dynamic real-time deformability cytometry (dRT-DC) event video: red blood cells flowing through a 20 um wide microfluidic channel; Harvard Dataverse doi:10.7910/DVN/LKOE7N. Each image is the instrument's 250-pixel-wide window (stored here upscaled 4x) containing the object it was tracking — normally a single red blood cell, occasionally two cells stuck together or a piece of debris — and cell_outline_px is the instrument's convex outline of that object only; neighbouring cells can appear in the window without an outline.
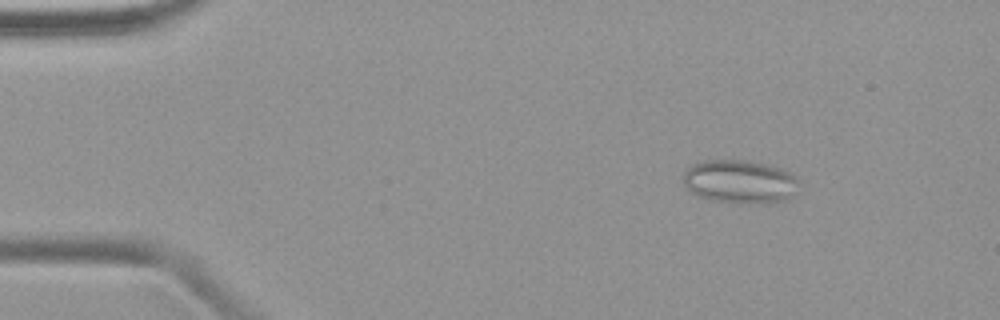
{"species": "common noctule bat (a hibernating species)", "species_latin": "Nyctalus noctula", "temperature_condition": "warm", "stored_images_in_passage": 49, "camera_frame_rate_fps": 3000, "um_per_image_px": 0.085, "animal": {"sex": "female", "body_mass_g": 19.9}, "frame": {"image": 1, "passage_image": 7, "time_ms": 2.0, "image_size_px": [1000, 320], "cell_outline_px": [[800, 180], [792, 196], [788, 200], [768, 204], [740, 204], [712, 200], [696, 196], [684, 184], [684, 172], [688, 164], [704, 160], [744, 160], [784, 168], [796, 176]], "centroid_in_image_um": [62.9, 15.45], "position_along_channel_um": 22.1, "area_um2": 30.0}}
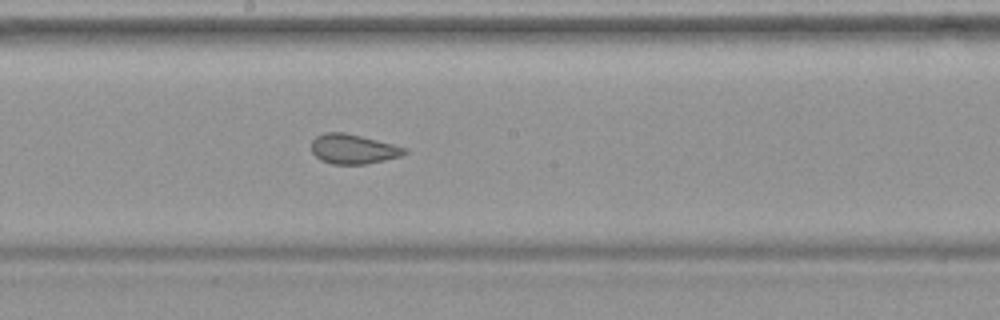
{"frame": {"image": 2, "passage_image": 27, "time_ms": 8.667, "image_size_px": [1000, 320], "cell_outline_px": [[408, 152], [400, 156], [384, 160], [364, 164], [332, 164], [320, 160], [312, 152], [312, 140], [316, 136], [324, 132], [344, 132], [408, 148]], "centroid_in_image_um": [30.0, 12.66], "position_along_channel_um": 218.2, "area_um2": 16.01}}
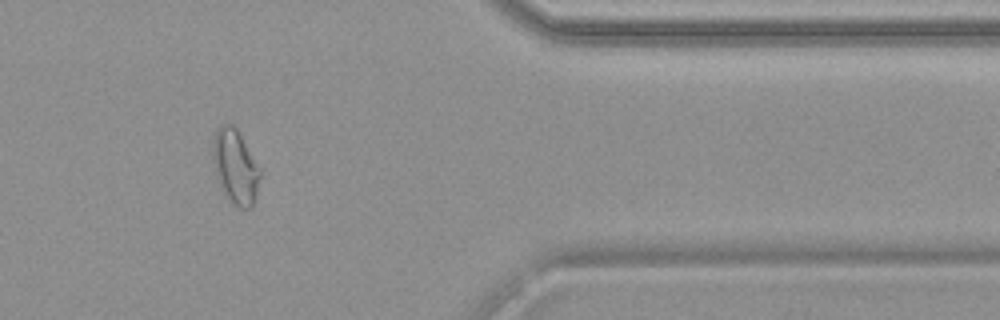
{"frame": {"image": 3, "passage_image": 41, "time_ms": 13.333, "image_size_px": [1000, 320], "cell_outline_px": [[260, 176], [256, 192], [252, 204], [248, 208], [240, 208], [220, 188], [216, 176], [212, 160], [212, 140], [216, 128], [220, 124], [232, 124], [236, 128], [260, 168]], "centroid_in_image_um": [19.95, 14.1], "position_along_channel_um": 391.4, "area_um2": 20.17}}